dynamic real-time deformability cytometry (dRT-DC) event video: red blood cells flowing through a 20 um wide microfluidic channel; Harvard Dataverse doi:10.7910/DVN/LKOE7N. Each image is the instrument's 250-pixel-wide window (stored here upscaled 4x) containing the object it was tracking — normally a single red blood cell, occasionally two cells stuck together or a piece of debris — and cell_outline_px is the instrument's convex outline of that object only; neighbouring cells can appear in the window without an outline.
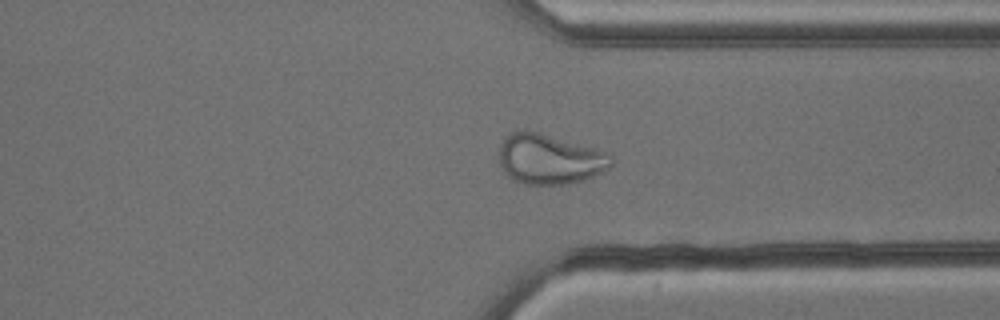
{"species": "common noctule bat (a hibernating species)", "species_latin": "Nyctalus noctula", "temperature_condition": "cold", "stored_images_in_passage": 50, "camera_frame_rate_fps": 3000, "um_per_image_px": 0.085, "animal": {"sex": "male", "body_mass_g": 13.3}, "frame": {"image": 1, "passage_image": 36, "time_ms": 11.667, "image_size_px": [1000, 320], "cell_outline_px": [[612, 164], [608, 168], [584, 180], [568, 184], [524, 184], [508, 176], [504, 172], [500, 164], [500, 144], [512, 132], [536, 132], [596, 148], [608, 152], [612, 156]], "centroid_in_image_um": [46.74, 13.55], "position_along_channel_um": 364.7, "area_um2": 32.19}}